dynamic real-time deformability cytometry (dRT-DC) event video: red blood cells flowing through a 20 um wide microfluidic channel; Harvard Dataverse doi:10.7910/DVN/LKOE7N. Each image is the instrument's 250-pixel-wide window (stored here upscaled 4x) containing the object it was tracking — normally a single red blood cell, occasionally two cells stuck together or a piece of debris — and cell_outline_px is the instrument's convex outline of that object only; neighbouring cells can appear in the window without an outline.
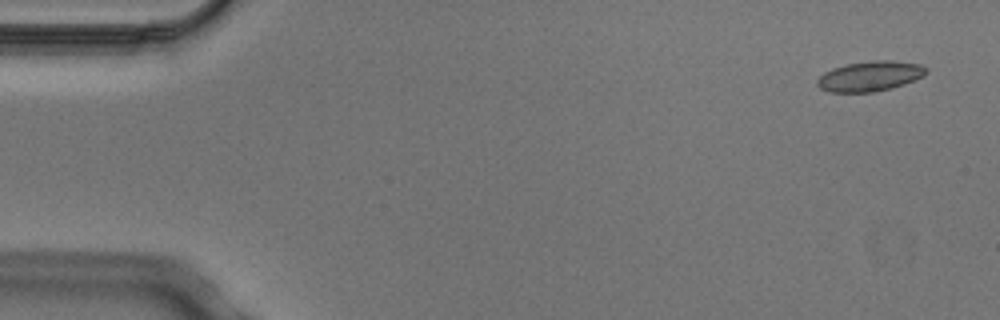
{"species": "Egyptian fruit bat (a non-hibernating species)", "species_latin": "Rousettus aegyptiacus", "temperature_condition": "cold", "stored_images_in_passage": 4, "camera_frame_rate_fps": 3000, "um_per_image_px": 0.085, "animal": {"sex": "male"}, "frame": {"image": 1, "passage_image": 1, "time_ms": 0.0, "image_size_px": [1000, 320], "cell_outline_px": [[928, 72], [924, 76], [904, 84], [892, 88], [872, 92], [828, 92], [820, 88], [816, 84], [816, 80], [824, 72], [832, 68], [848, 64], [872, 60], [892, 60], [920, 64], [928, 68]], "centroid_in_image_um": [73.96, 6.47], "position_along_channel_um": 11.0, "area_um2": 19.25}}
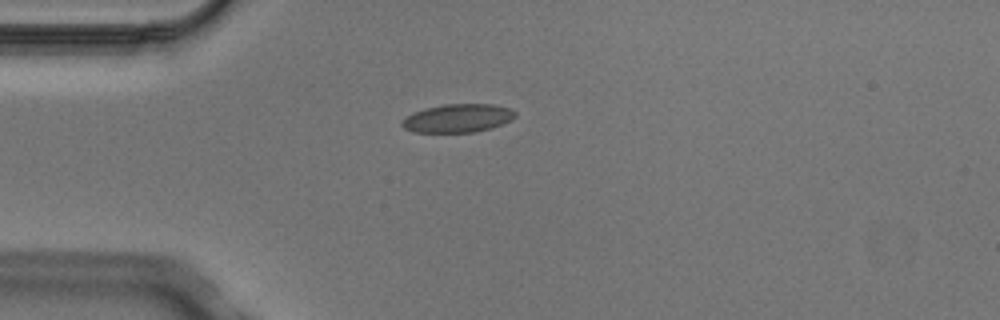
{"frame": {"image": 2, "passage_image": 4, "time_ms": 1.0, "image_size_px": [1000, 320], "cell_outline_px": [[516, 116], [512, 120], [492, 128], [472, 132], [416, 132], [404, 128], [400, 124], [412, 112], [424, 108], [444, 104], [492, 104], [512, 108], [516, 112]], "centroid_in_image_um": [38.95, 10.04], "position_along_channel_um": 46.0, "area_um2": 18.79}}